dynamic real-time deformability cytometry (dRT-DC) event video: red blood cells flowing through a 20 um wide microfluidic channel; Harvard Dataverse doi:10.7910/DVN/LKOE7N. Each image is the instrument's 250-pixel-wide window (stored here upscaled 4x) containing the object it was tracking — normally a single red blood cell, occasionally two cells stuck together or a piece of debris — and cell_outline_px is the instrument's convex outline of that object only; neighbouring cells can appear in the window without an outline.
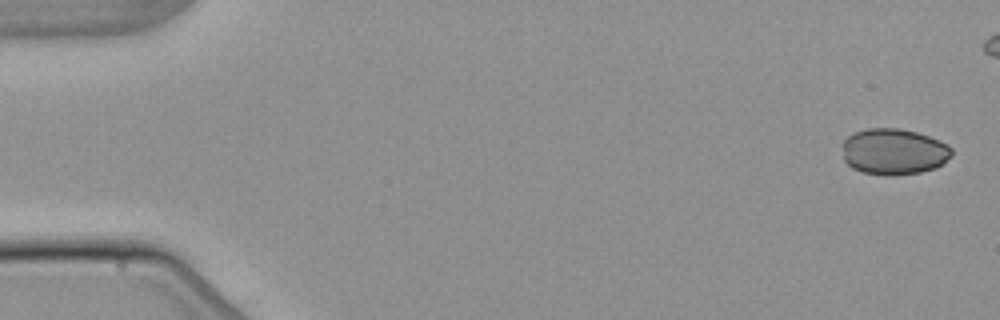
{"species": "common noctule bat (a hibernating species)", "species_latin": "Nyctalus noctula", "temperature_condition": "warm", "stored_images_in_passage": 5, "camera_frame_rate_fps": 3000, "um_per_image_px": 0.085, "animal": {"sex": "male", "body_mass_g": 21.5, "forearm_length_mm": 52.0}, "frame": {"image": 1, "passage_image": 1, "time_ms": 0.0, "image_size_px": [1000, 320], "cell_outline_px": [[952, 156], [936, 168], [920, 172], [892, 176], [884, 176], [860, 172], [852, 168], [844, 160], [844, 140], [852, 132], [868, 128], [900, 128], [916, 132], [940, 140], [948, 144], [952, 148]], "centroid_in_image_um": [75.98, 12.89], "position_along_channel_um": 9.0, "area_um2": 29.71}}